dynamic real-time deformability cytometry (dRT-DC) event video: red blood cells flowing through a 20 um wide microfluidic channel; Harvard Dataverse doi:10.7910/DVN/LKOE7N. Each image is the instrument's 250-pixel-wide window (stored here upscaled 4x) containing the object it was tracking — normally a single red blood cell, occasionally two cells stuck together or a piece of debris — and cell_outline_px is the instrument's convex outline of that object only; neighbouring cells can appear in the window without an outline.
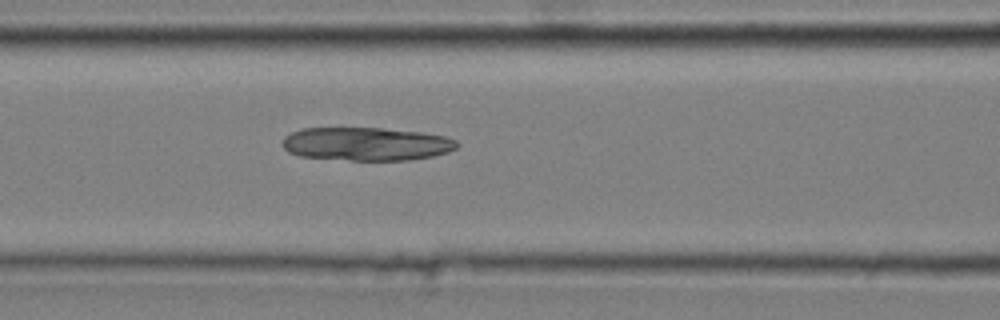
{"species": "common noctule bat (a hibernating species)", "species_latin": "Nyctalus noctula", "temperature_condition": "cold", "stored_images_in_passage": 38, "camera_frame_rate_fps": 3000, "um_per_image_px": 0.085, "animal": {"sex": "male", "body_mass_g": 20.4}, "frame": {"image": 1, "passage_image": 12, "time_ms": 3.667, "image_size_px": [1000, 320], "cell_outline_px": [[460, 144], [456, 148], [448, 152], [432, 156], [408, 160], [352, 160], [300, 156], [288, 152], [284, 148], [284, 136], [292, 132], [304, 128], [380, 128], [420, 132], [444, 136], [456, 140]], "centroid_in_image_um": [31.16, 12.23], "position_along_channel_um": 135.4, "area_um2": 33.7}}
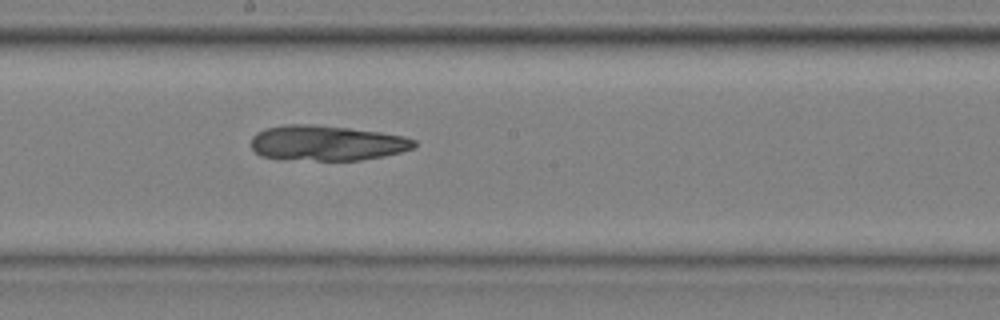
{"frame": {"image": 2, "passage_image": 19, "time_ms": 6.0, "image_size_px": [1000, 320], "cell_outline_px": [[416, 148], [384, 156], [360, 160], [280, 160], [260, 156], [252, 148], [252, 136], [256, 132], [264, 128], [284, 124], [312, 124], [348, 128], [380, 132], [404, 136], [416, 140]], "centroid_in_image_um": [27.74, 12.16], "position_along_channel_um": 220.5, "area_um2": 33.93}}
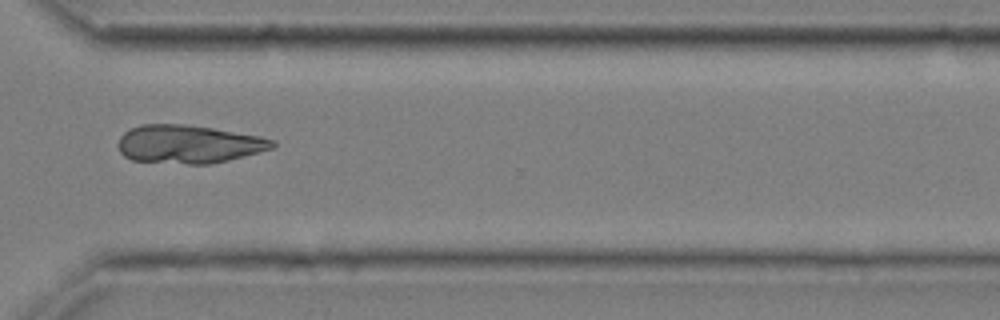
{"frame": {"image": 3, "passage_image": 30, "time_ms": 9.667, "image_size_px": [1000, 320], "cell_outline_px": [[276, 144], [272, 148], [208, 164], [188, 164], [132, 160], [124, 156], [120, 152], [120, 136], [124, 132], [140, 124], [184, 124], [212, 128], [260, 136], [276, 140]], "centroid_in_image_um": [16.01, 12.24], "position_along_channel_um": 354.6, "area_um2": 33.87}}